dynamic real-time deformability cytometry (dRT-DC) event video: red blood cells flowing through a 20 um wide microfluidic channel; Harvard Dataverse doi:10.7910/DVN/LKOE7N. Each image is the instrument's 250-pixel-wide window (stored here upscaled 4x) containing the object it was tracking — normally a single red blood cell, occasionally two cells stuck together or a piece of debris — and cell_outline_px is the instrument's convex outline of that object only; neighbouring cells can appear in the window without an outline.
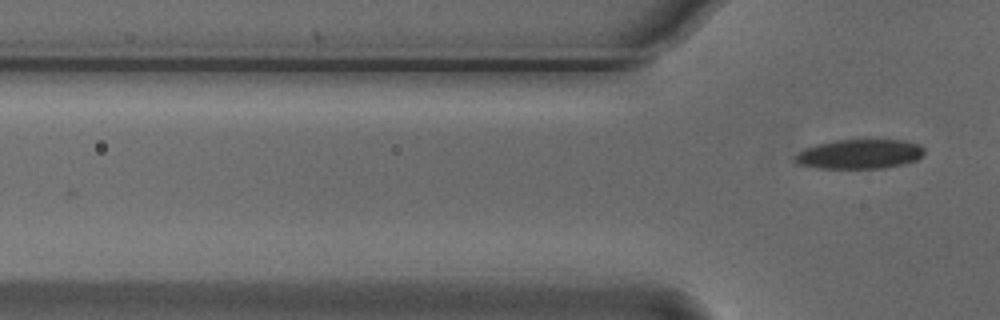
{"species": "Egyptian fruit bat (a non-hibernating species)", "species_latin": "Rousettus aegyptiacus", "temperature_condition": "cold", "stored_images_in_passage": 2, "camera_frame_rate_fps": 3000, "um_per_image_px": 0.085, "animal": {"sex": "male"}, "frame": {"image": 1, "passage_image": 2, "time_ms": 0.333, "image_size_px": [1000, 320], "cell_outline_px": [[924, 156], [916, 160], [904, 164], [884, 168], [820, 168], [796, 164], [792, 160], [792, 156], [804, 148], [816, 144], [836, 140], [904, 140], [920, 144], [924, 148]], "centroid_in_image_um": [73.04, 13.1], "position_along_channel_um": 52.8, "area_um2": 22.54}}